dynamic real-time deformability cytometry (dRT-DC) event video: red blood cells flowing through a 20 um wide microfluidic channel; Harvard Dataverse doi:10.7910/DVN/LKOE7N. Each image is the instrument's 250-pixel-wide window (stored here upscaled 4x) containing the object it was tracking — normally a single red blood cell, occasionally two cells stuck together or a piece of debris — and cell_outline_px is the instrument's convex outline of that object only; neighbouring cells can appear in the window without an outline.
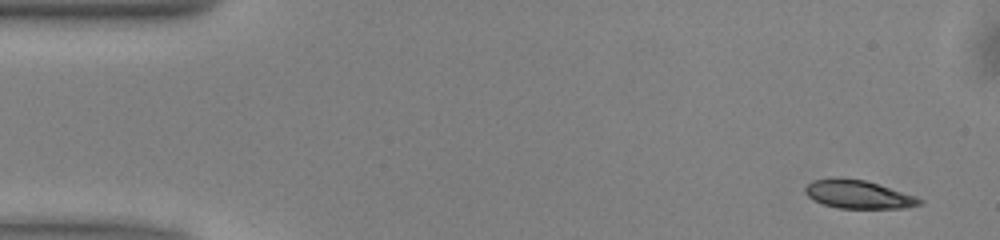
{"species": "common noctule bat (a hibernating species)", "species_latin": "Nyctalus noctula", "temperature_condition": "warm", "stored_images_in_passage": 49, "camera_frame_rate_fps": 3000, "um_per_image_px": 0.085, "animal": {"sex": "male", "body_mass_g": 13.0, "forearm_length_mm": 53.1}, "frame": {"image": 1, "passage_image": 1, "time_ms": 0.0, "image_size_px": [1000, 240], "cell_outline_px": [[924, 204], [904, 208], [840, 208], [824, 204], [812, 200], [804, 192], [804, 188], [812, 180], [864, 180], [916, 196], [924, 200]], "centroid_in_image_um": [73.01, 16.57], "position_along_channel_um": 12.0, "area_um2": 18.26}}
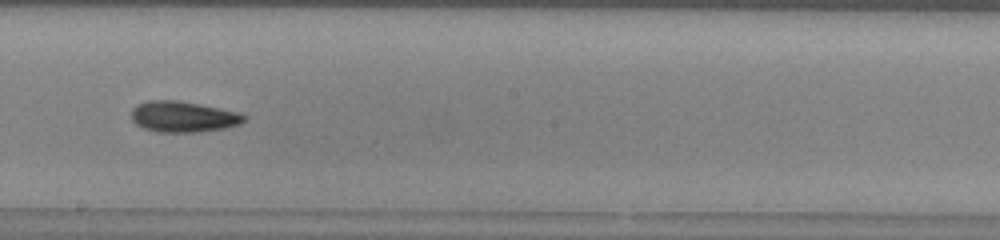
{"frame": {"image": 2, "passage_image": 26, "time_ms": 8.333, "image_size_px": [1000, 240], "cell_outline_px": [[248, 116], [240, 124], [224, 128], [200, 132], [156, 132], [144, 128], [136, 124], [132, 120], [132, 108], [136, 104], [148, 100], [176, 100], [200, 104], [240, 112]], "centroid_in_image_um": [15.57, 9.91], "position_along_channel_um": 232.6, "area_um2": 20.46}}
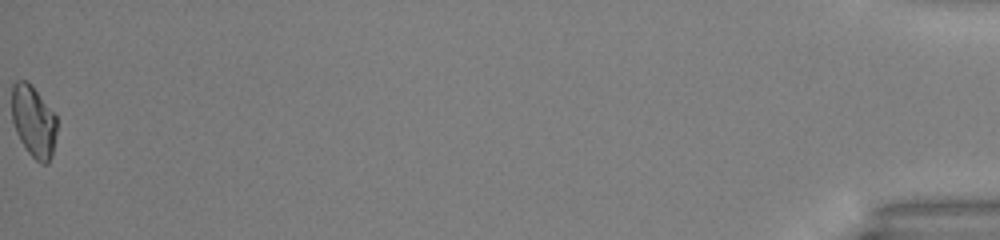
{"frame": {"image": 3, "passage_image": 49, "time_ms": 16.0, "image_size_px": [1000, 240], "cell_outline_px": [[56, 132], [52, 156], [48, 164], [40, 164], [28, 152], [20, 140], [16, 132], [12, 120], [12, 84], [16, 80], [24, 80], [32, 84], [56, 116]], "centroid_in_image_um": [2.84, 10.31], "position_along_channel_um": 432.4, "area_um2": 18.9}, "authors_computed_cell_mechanics": {"area_um2": 19.652, "velocity_mm_per_s": 4.0377, "shape_relaxation_time_tau1_ms": 4.3469, "shape_relaxation_time_tau2_ms": 5.6886, "deformation_change_tau1": 0.1631, "deformation_change_tau2": 0.1095}}